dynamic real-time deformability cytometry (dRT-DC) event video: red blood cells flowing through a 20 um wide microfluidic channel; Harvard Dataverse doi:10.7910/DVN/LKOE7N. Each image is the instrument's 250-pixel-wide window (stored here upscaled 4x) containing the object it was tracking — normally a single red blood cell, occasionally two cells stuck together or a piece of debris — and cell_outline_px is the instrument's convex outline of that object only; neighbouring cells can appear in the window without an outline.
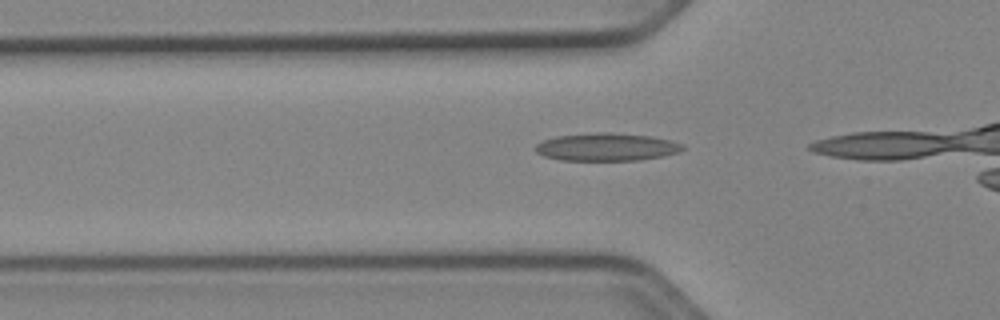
{"species": "Egyptian fruit bat (a non-hibernating species)", "species_latin": "Rousettus aegyptiacus", "temperature_condition": "cold", "stored_images_in_passage": 7, "camera_frame_rate_fps": 3000, "um_per_image_px": 0.085, "animal": {"sex": "female"}, "frame": {"image": 1, "passage_image": 5, "time_ms": 1.333, "image_size_px": [1000, 320], "cell_outline_px": [[684, 148], [680, 152], [640, 160], [560, 160], [544, 156], [536, 152], [532, 148], [536, 144], [544, 140], [556, 136], [596, 132], [608, 132], [652, 136], [672, 140], [684, 144]], "centroid_in_image_um": [51.55, 12.49], "position_along_channel_um": 74.2, "area_um2": 23.99}}